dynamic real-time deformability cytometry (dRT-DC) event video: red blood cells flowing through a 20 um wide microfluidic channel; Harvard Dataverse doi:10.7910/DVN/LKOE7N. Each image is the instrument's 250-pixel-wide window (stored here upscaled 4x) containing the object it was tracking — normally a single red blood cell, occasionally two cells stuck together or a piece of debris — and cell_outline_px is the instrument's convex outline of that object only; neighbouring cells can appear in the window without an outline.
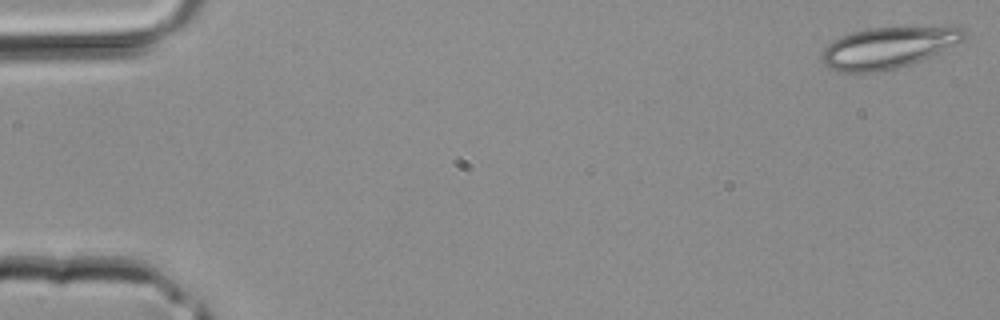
{"species": "common noctule bat (a hibernating species)", "species_latin": "Nyctalus noctula", "temperature_condition": "room temperature", "stored_images_in_passage": 40, "camera_frame_rate_fps": 3000, "um_per_image_px": 0.085, "animal": {"sex": "male", "body_mass_g": 20.4}, "frame": {"image": 1, "passage_image": 1, "time_ms": 0.0, "image_size_px": [1000, 320], "cell_outline_px": [[968, 36], [964, 40], [912, 64], [896, 68], [876, 72], [840, 72], [828, 68], [824, 64], [820, 56], [824, 48], [832, 40], [840, 36], [852, 32], [872, 28], [964, 28], [968, 32]], "centroid_in_image_um": [75.43, 4.07], "position_along_channel_um": 9.6, "area_um2": 33.81}}
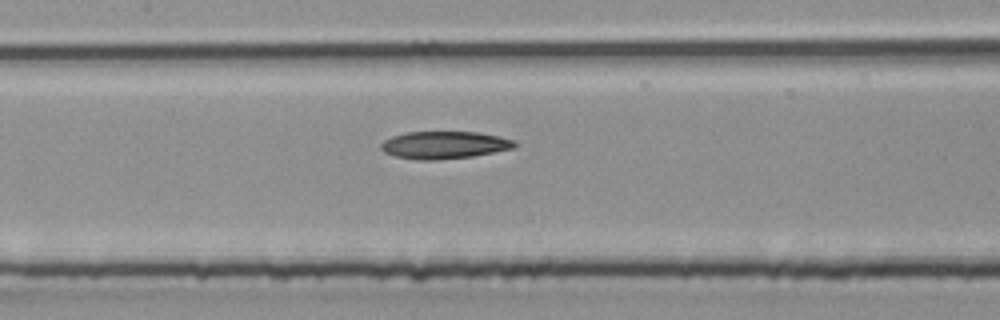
{"frame": {"image": 2, "passage_image": 19, "time_ms": 6.0, "image_size_px": [1000, 320], "cell_outline_px": [[516, 148], [472, 156], [436, 160], [416, 160], [396, 156], [384, 152], [380, 148], [380, 144], [384, 140], [392, 136], [408, 132], [480, 132], [500, 136], [516, 140]], "centroid_in_image_um": [37.79, 12.32], "position_along_channel_um": 169.6, "area_um2": 21.5}}
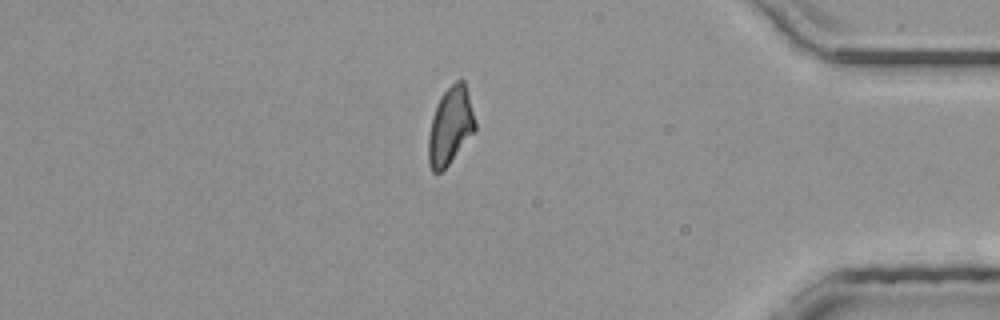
{"frame": {"image": 3, "passage_image": 34, "time_ms": 11.0, "image_size_px": [1000, 320], "cell_outline_px": [[476, 128], [448, 164], [440, 172], [432, 172], [428, 164], [428, 136], [432, 116], [440, 96], [456, 80], [464, 80], [468, 92], [476, 120]], "centroid_in_image_um": [38.26, 10.68], "position_along_channel_um": 396.9, "area_um2": 20.87}}